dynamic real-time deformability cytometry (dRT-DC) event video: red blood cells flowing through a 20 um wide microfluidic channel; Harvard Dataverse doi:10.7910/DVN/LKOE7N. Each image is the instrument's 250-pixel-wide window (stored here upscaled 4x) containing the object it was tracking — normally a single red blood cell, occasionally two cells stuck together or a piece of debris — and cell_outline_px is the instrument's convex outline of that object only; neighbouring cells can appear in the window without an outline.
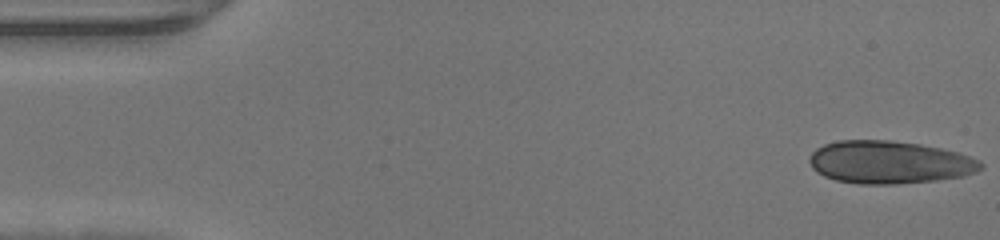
{"species": "human", "species_latin": "Homo sapiens", "temperature_condition": "warm", "stored_images_in_passage": 46, "camera_frame_rate_fps": 3000, "um_per_image_px": 0.085, "donor": {"sex": "male"}, "frame": {"image": 1, "passage_image": 1, "time_ms": 0.0, "image_size_px": [1000, 240], "cell_outline_px": [[984, 168], [976, 172], [964, 176], [936, 180], [896, 184], [860, 184], [836, 180], [824, 176], [816, 172], [812, 168], [808, 160], [812, 152], [816, 148], [824, 144], [840, 140], [892, 140], [920, 144], [940, 148], [972, 156], [980, 160], [984, 164]], "centroid_in_image_um": [75.61, 13.79], "position_along_channel_um": 9.4, "area_um2": 43.0}}
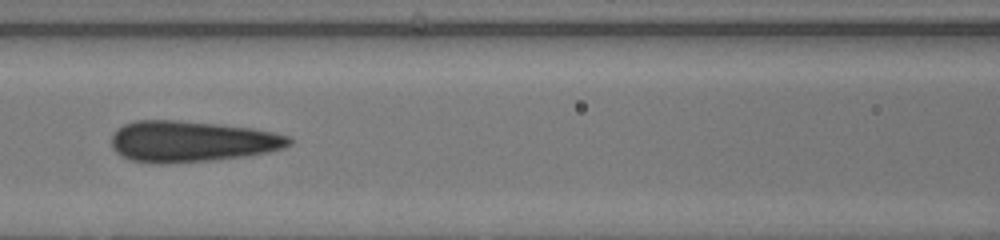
{"frame": {"image": 2, "passage_image": 20, "time_ms": 6.333, "image_size_px": [1000, 240], "cell_outline_px": [[292, 144], [284, 148], [268, 152], [244, 156], [208, 160], [168, 164], [152, 164], [128, 160], [120, 156], [112, 148], [112, 136], [116, 128], [124, 124], [136, 120], [176, 120], [216, 124], [252, 128], [276, 132], [292, 136]], "centroid_in_image_um": [16.27, 12.03], "position_along_channel_um": 150.3, "area_um2": 42.95}}
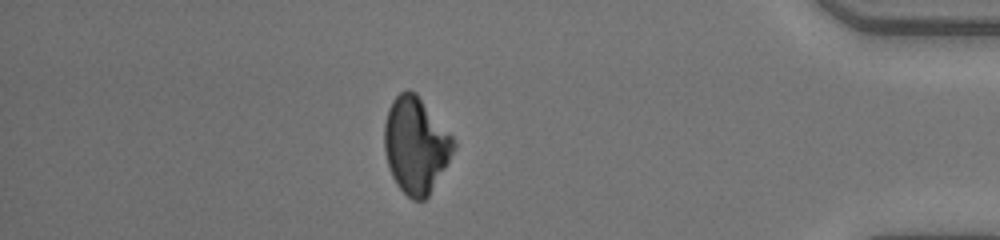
{"frame": {"image": 3, "passage_image": 40, "time_ms": 13.0, "image_size_px": [1000, 240], "cell_outline_px": [[456, 148], [428, 196], [424, 200], [412, 200], [396, 184], [392, 176], [388, 164], [384, 148], [384, 124], [388, 108], [392, 100], [400, 92], [408, 88], [416, 92], [452, 136], [456, 144]], "centroid_in_image_um": [35.33, 12.31], "position_along_channel_um": 399.9, "area_um2": 38.67}}